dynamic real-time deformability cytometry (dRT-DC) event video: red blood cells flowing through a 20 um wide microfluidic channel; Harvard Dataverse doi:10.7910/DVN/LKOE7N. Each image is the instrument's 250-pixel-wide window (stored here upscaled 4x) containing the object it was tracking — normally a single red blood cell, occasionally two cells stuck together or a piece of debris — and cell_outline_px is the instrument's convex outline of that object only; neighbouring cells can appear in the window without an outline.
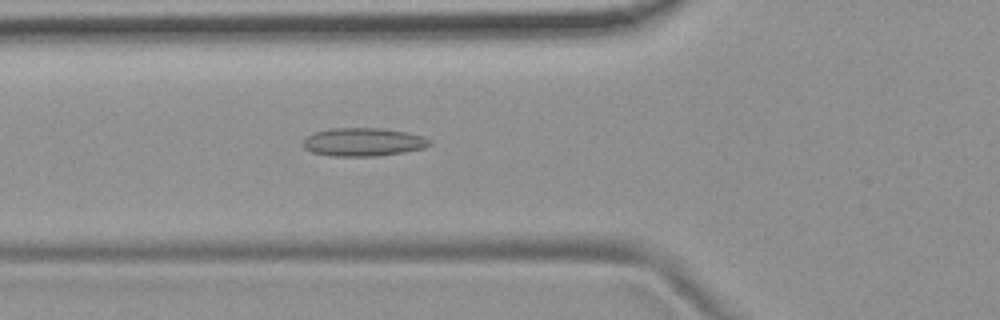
{"species": "common noctule bat (a hibernating species)", "species_latin": "Nyctalus noctula", "temperature_condition": "room temperature", "stored_images_in_passage": 38, "camera_frame_rate_fps": 3000, "um_per_image_px": 0.085, "animal": {"sex": "female", "body_mass_g": 19.9}, "frame": {"image": 1, "passage_image": 4, "time_ms": 1.0, "image_size_px": [1000, 320], "cell_outline_px": [[432, 144], [424, 148], [404, 152], [376, 156], [332, 156], [312, 152], [304, 148], [304, 140], [308, 136], [316, 132], [332, 128], [380, 128], [404, 132], [424, 136], [432, 140]], "centroid_in_image_um": [30.92, 12.07], "position_along_channel_um": 94.9, "area_um2": 20.75}}
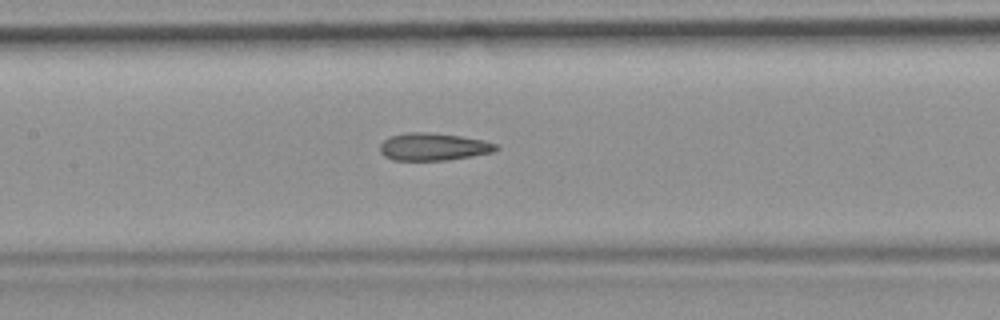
{"frame": {"image": 2, "passage_image": 10, "time_ms": 3.0, "image_size_px": [1000, 320], "cell_outline_px": [[500, 148], [496, 152], [448, 160], [392, 160], [384, 156], [380, 152], [380, 144], [388, 136], [408, 132], [428, 132], [460, 136], [484, 140], [500, 144]], "centroid_in_image_um": [36.88, 12.47], "position_along_channel_um": 170.5, "area_um2": 18.9}}
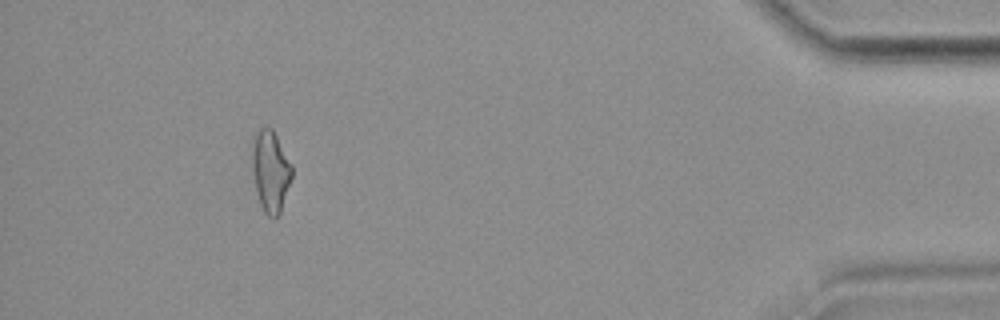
{"frame": {"image": 3, "passage_image": 34, "time_ms": 11.0, "image_size_px": [1000, 320], "cell_outline_px": [[292, 176], [280, 212], [276, 220], [272, 220], [264, 212], [260, 204], [256, 192], [252, 172], [252, 136], [260, 128], [272, 128], [292, 164]], "centroid_in_image_um": [22.98, 14.56], "position_along_channel_um": 412.2, "area_um2": 19.07}, "authors_computed_cell_mechanics": {"area_um2": 18.6694, "velocity_mm_per_s": 3.7583, "shape_relaxation_time_tau1_ms": null, "shape_relaxation_time_tau2_ms": 3.2279, "deformation_change_tau1": null, "deformation_change_tau2": 0.1231}}